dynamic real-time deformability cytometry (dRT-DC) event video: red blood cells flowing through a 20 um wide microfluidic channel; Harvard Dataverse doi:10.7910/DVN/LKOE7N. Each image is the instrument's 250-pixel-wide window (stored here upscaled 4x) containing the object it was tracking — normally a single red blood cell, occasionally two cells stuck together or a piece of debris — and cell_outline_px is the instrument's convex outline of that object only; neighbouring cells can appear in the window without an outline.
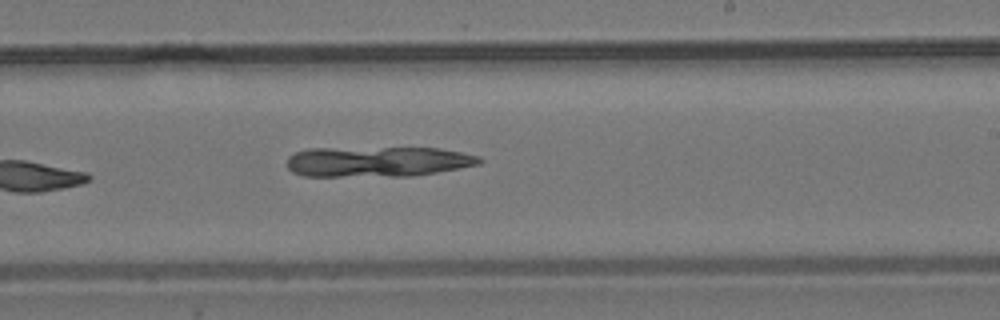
{"species": "common noctule bat (a hibernating species)", "species_latin": "Nyctalus noctula", "temperature_condition": "room temperature", "stored_images_in_passage": 9, "segment_of_instrument_passage": [1, 2], "camera_frame_rate_fps": 3000, "um_per_image_px": 0.085, "animal": {"sex": "male", "body_mass_g": 19.2, "forearm_length_mm": 51.8}, "frame": {"image": 1, "passage_image": 8, "time_ms": 11.333, "image_size_px": [1000, 320], "cell_outline_px": [[484, 160], [480, 164], [436, 172], [412, 176], [304, 176], [292, 172], [288, 168], [288, 156], [296, 152], [308, 148], [440, 148], [480, 156]], "centroid_in_image_um": [32.09, 13.73], "position_along_channel_um": 256.9, "area_um2": 34.04}}